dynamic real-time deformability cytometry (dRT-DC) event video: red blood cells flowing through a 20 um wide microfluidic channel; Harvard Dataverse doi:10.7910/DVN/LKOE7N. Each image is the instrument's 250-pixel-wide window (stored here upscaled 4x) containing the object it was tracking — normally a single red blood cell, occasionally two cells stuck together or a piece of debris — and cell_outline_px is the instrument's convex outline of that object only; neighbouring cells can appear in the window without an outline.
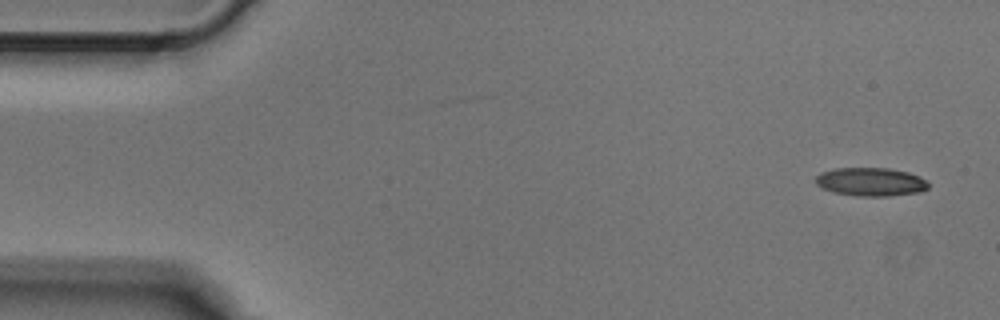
{"species": "Egyptian fruit bat (a non-hibernating species)", "species_latin": "Rousettus aegyptiacus", "temperature_condition": "cold", "stored_images_in_passage": 3, "camera_frame_rate_fps": 3000, "um_per_image_px": 0.085, "animal": {"sex": "male"}, "frame": {"image": 1, "passage_image": 1, "time_ms": 0.0, "image_size_px": [1000, 320], "cell_outline_px": [[928, 188], [920, 192], [888, 196], [856, 196], [832, 192], [820, 188], [816, 184], [816, 176], [820, 172], [836, 168], [888, 168], [908, 172], [920, 176], [928, 180]], "centroid_in_image_um": [74.01, 15.46], "position_along_channel_um": 11.0, "area_um2": 18.9}}